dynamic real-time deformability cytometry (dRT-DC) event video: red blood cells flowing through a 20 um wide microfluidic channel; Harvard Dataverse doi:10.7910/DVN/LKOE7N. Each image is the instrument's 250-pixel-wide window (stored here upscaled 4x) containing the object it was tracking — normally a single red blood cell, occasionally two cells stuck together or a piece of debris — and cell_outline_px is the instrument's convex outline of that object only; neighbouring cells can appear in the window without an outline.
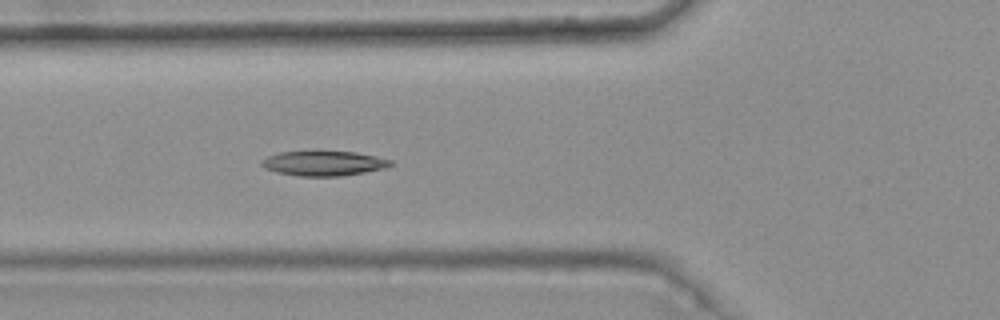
{"species": "common noctule bat (a hibernating species)", "species_latin": "Nyctalus noctula", "temperature_condition": "warm", "stored_images_in_passage": 5, "camera_frame_rate_fps": 3000, "um_per_image_px": 0.085, "animal": {"sex": "female", "body_mass_g": 25.1}, "frame": {"image": 1, "passage_image": 5, "time_ms": 1.333, "image_size_px": [1000, 320], "cell_outline_px": [[392, 164], [384, 168], [364, 172], [340, 176], [300, 176], [276, 172], [264, 168], [260, 164], [260, 160], [268, 156], [280, 152], [356, 152], [392, 160]], "centroid_in_image_um": [27.47, 13.89], "position_along_channel_um": 98.3, "area_um2": 18.38}}